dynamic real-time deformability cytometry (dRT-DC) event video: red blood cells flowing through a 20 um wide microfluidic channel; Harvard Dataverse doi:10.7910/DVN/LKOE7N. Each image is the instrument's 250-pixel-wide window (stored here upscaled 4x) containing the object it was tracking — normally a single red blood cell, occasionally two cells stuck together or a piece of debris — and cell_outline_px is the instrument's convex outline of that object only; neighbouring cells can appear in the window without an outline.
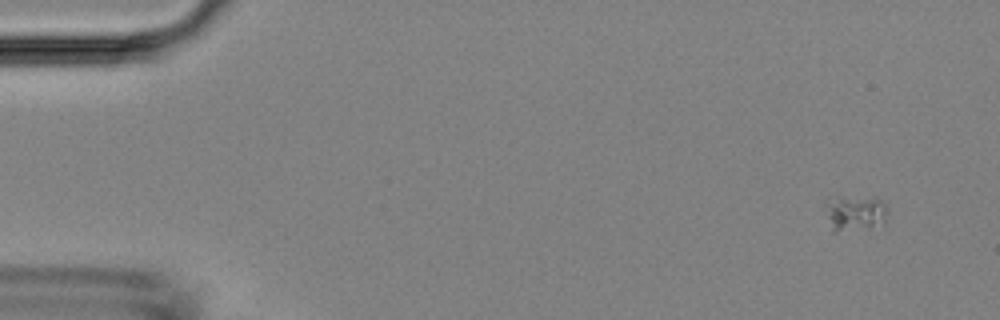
{"species": "Egyptian fruit bat (a non-hibernating species)", "species_latin": "Rousettus aegyptiacus", "temperature_condition": "room temperature", "stored_images_in_passage": 7, "camera_frame_rate_fps": 3000, "um_per_image_px": 0.085, "animal": {"sex": "female"}, "frame": {"image": 1, "passage_image": 1, "time_ms": 0.0, "image_size_px": [1000, 320], "cell_outline_px": [[884, 228], [836, 232], [832, 232], [824, 204], [824, 200], [880, 200], [884, 204]], "centroid_in_image_um": [72.66, 18.26], "position_along_channel_um": 12.3, "area_um2": 12.31}}
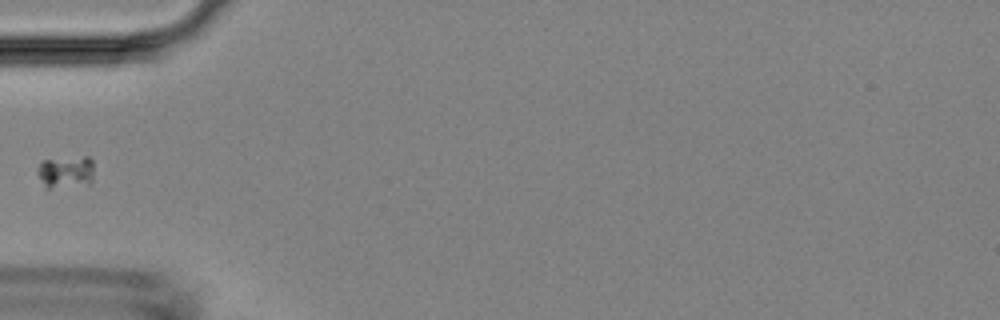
{"frame": {"image": 2, "passage_image": 5, "time_ms": 4.667, "image_size_px": [1000, 320], "cell_outline_px": [[92, 184], [48, 188], [44, 188], [36, 172], [36, 168], [40, 160], [84, 156], [88, 156], [92, 160]], "centroid_in_image_um": [5.55, 14.61], "position_along_channel_um": 79.5, "area_um2": 10.92}}